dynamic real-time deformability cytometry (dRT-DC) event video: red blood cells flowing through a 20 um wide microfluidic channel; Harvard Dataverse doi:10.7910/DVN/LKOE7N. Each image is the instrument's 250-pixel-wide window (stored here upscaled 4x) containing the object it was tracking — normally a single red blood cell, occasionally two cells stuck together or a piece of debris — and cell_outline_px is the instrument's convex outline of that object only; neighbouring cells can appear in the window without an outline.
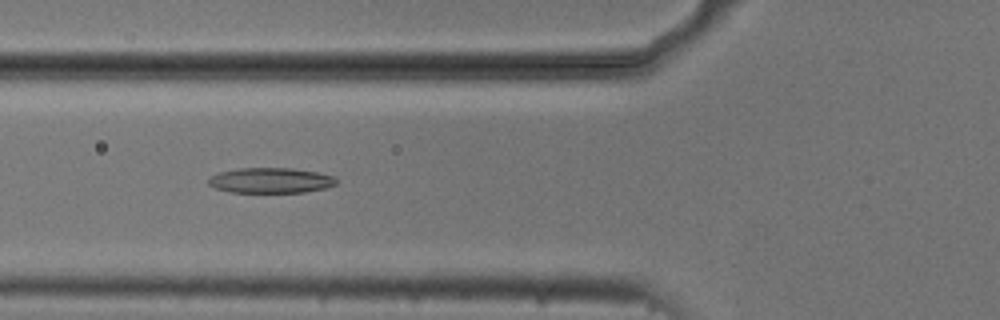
{"species": "common noctule bat (a hibernating species)", "species_latin": "Nyctalus noctula", "temperature_condition": "cold", "stored_images_in_passage": 34, "camera_frame_rate_fps": 3000, "um_per_image_px": 0.085, "animal": {"sex": "male", "body_mass_g": 20.5, "forearm_length_mm": 52.5}, "frame": {"image": 1, "passage_image": 5, "time_ms": 1.333, "image_size_px": [1000, 320], "cell_outline_px": [[336, 184], [324, 188], [304, 192], [228, 192], [216, 188], [208, 184], [208, 180], [212, 176], [220, 172], [240, 168], [292, 168], [316, 172], [332, 176], [336, 180]], "centroid_in_image_um": [22.98, 15.33], "position_along_channel_um": 102.8, "area_um2": 18.61}}
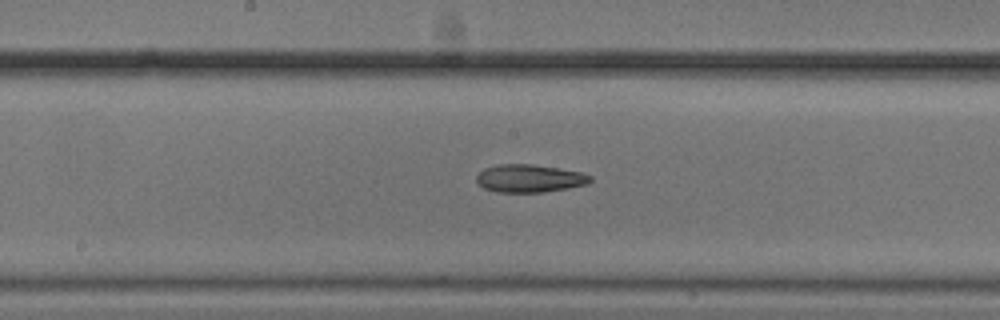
{"frame": {"image": 2, "passage_image": 13, "time_ms": 4.0, "image_size_px": [1000, 320], "cell_outline_px": [[592, 180], [588, 184], [568, 188], [544, 192], [496, 192], [484, 188], [476, 180], [476, 176], [484, 168], [496, 164], [532, 164], [580, 172], [592, 176]], "centroid_in_image_um": [45.0, 15.16], "position_along_channel_um": 203.2, "area_um2": 18.44}}
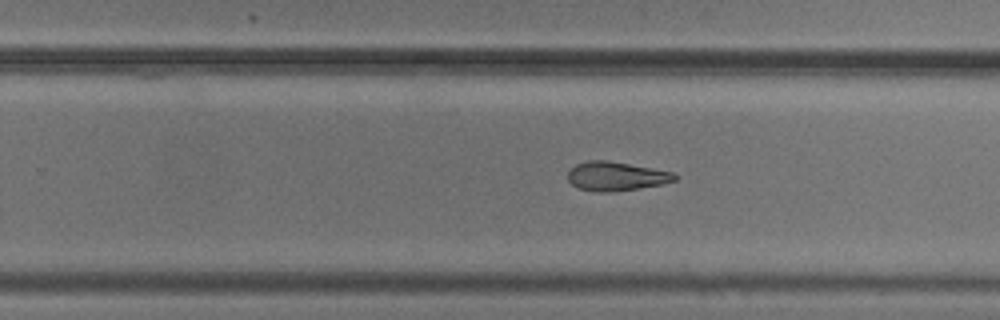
{"frame": {"image": 3, "passage_image": 19, "time_ms": 6.0, "image_size_px": [1000, 320], "cell_outline_px": [[680, 176], [676, 180], [660, 184], [612, 192], [596, 192], [580, 188], [572, 184], [568, 180], [568, 172], [576, 164], [588, 160], [608, 160], [676, 172]], "centroid_in_image_um": [52.4, 14.97], "position_along_channel_um": 277.4, "area_um2": 18.09}, "authors_computed_cell_mechanics": {"area_um2": 18.1203, "velocity_mm_per_s": 3.733, "shape_relaxation_time_tau1_ms": null, "shape_relaxation_time_tau2_ms": 10.9404, "deformation_change_tau1": null, "deformation_change_tau2": 0.2351}}